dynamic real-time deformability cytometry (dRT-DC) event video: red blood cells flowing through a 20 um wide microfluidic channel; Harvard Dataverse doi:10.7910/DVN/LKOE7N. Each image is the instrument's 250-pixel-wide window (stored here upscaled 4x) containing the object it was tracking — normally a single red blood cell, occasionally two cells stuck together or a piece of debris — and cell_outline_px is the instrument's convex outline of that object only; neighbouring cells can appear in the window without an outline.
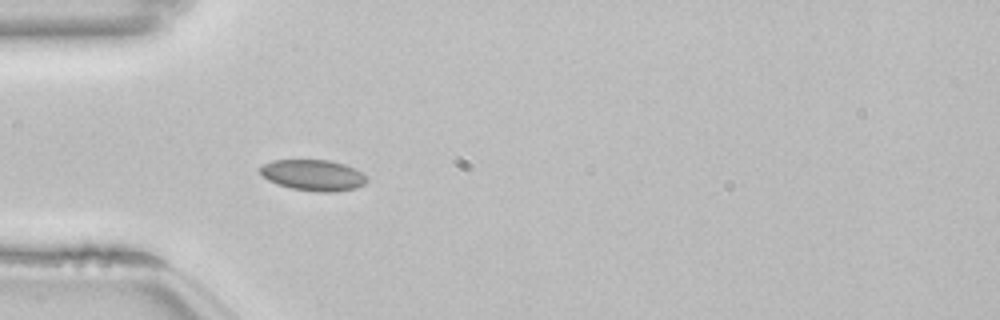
{"species": "common noctule bat (a hibernating species)", "species_latin": "Nyctalus noctula", "temperature_condition": "room temperature", "stored_images_in_passage": 38, "camera_frame_rate_fps": 3000, "um_per_image_px": 0.085, "animal": {"sex": "female", "body_mass_g": 22.7, "forearm_length_mm": 54.2}, "frame": {"image": 1, "passage_image": 1, "time_ms": 0.0, "image_size_px": [1000, 320], "cell_outline_px": [[368, 180], [364, 184], [356, 188], [336, 192], [320, 192], [292, 188], [268, 180], [260, 172], [260, 168], [264, 164], [272, 160], [328, 160], [344, 164], [368, 176]], "centroid_in_image_um": [26.65, 14.89], "position_along_channel_um": 58.3, "area_um2": 19.07}, "authors_computed_cell_mechanics": {"area_um2": 18.4671, "velocity_mm_per_s": 3.8276, "shape_relaxation_time_tau1_ms": 9.4981, "shape_relaxation_time_tau2_ms": 1.9424, "deformation_change_tau1": 0.0928, "deformation_change_tau2": 0.0512}}